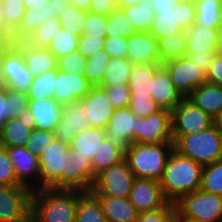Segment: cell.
<instances>
[{"label": "cell", "mask_w": 222, "mask_h": 222, "mask_svg": "<svg viewBox=\"0 0 222 222\" xmlns=\"http://www.w3.org/2000/svg\"><path fill=\"white\" fill-rule=\"evenodd\" d=\"M175 88L187 97L195 88L206 82V74L187 56L162 64Z\"/></svg>", "instance_id": "14"}, {"label": "cell", "mask_w": 222, "mask_h": 222, "mask_svg": "<svg viewBox=\"0 0 222 222\" xmlns=\"http://www.w3.org/2000/svg\"><path fill=\"white\" fill-rule=\"evenodd\" d=\"M56 80L57 69L46 71L34 77L26 93L28 99L53 98Z\"/></svg>", "instance_id": "39"}, {"label": "cell", "mask_w": 222, "mask_h": 222, "mask_svg": "<svg viewBox=\"0 0 222 222\" xmlns=\"http://www.w3.org/2000/svg\"><path fill=\"white\" fill-rule=\"evenodd\" d=\"M109 60L110 56L104 50L98 51L87 58L85 77L92 86H99L101 84Z\"/></svg>", "instance_id": "43"}, {"label": "cell", "mask_w": 222, "mask_h": 222, "mask_svg": "<svg viewBox=\"0 0 222 222\" xmlns=\"http://www.w3.org/2000/svg\"><path fill=\"white\" fill-rule=\"evenodd\" d=\"M195 23L209 29H222V0H194Z\"/></svg>", "instance_id": "32"}, {"label": "cell", "mask_w": 222, "mask_h": 222, "mask_svg": "<svg viewBox=\"0 0 222 222\" xmlns=\"http://www.w3.org/2000/svg\"><path fill=\"white\" fill-rule=\"evenodd\" d=\"M151 97L163 109L172 111L184 98L175 88L167 70L161 65L152 79Z\"/></svg>", "instance_id": "22"}, {"label": "cell", "mask_w": 222, "mask_h": 222, "mask_svg": "<svg viewBox=\"0 0 222 222\" xmlns=\"http://www.w3.org/2000/svg\"><path fill=\"white\" fill-rule=\"evenodd\" d=\"M175 216L174 203H169L165 208L138 214L136 222H173Z\"/></svg>", "instance_id": "53"}, {"label": "cell", "mask_w": 222, "mask_h": 222, "mask_svg": "<svg viewBox=\"0 0 222 222\" xmlns=\"http://www.w3.org/2000/svg\"><path fill=\"white\" fill-rule=\"evenodd\" d=\"M86 16L87 11L69 4L58 17L63 28L81 36Z\"/></svg>", "instance_id": "44"}, {"label": "cell", "mask_w": 222, "mask_h": 222, "mask_svg": "<svg viewBox=\"0 0 222 222\" xmlns=\"http://www.w3.org/2000/svg\"><path fill=\"white\" fill-rule=\"evenodd\" d=\"M175 213L193 222H222V195L202 190L181 196L175 203Z\"/></svg>", "instance_id": "5"}, {"label": "cell", "mask_w": 222, "mask_h": 222, "mask_svg": "<svg viewBox=\"0 0 222 222\" xmlns=\"http://www.w3.org/2000/svg\"><path fill=\"white\" fill-rule=\"evenodd\" d=\"M106 36L128 38L136 33L134 25L125 15L122 8L117 7L106 16Z\"/></svg>", "instance_id": "38"}, {"label": "cell", "mask_w": 222, "mask_h": 222, "mask_svg": "<svg viewBox=\"0 0 222 222\" xmlns=\"http://www.w3.org/2000/svg\"><path fill=\"white\" fill-rule=\"evenodd\" d=\"M206 82L222 87V58L216 55L206 73Z\"/></svg>", "instance_id": "56"}, {"label": "cell", "mask_w": 222, "mask_h": 222, "mask_svg": "<svg viewBox=\"0 0 222 222\" xmlns=\"http://www.w3.org/2000/svg\"><path fill=\"white\" fill-rule=\"evenodd\" d=\"M62 107L54 98L29 99L28 108L34 117L35 128L54 132L60 121Z\"/></svg>", "instance_id": "23"}, {"label": "cell", "mask_w": 222, "mask_h": 222, "mask_svg": "<svg viewBox=\"0 0 222 222\" xmlns=\"http://www.w3.org/2000/svg\"><path fill=\"white\" fill-rule=\"evenodd\" d=\"M91 87L86 77L57 69L53 98L61 105H66L72 101L82 100Z\"/></svg>", "instance_id": "21"}, {"label": "cell", "mask_w": 222, "mask_h": 222, "mask_svg": "<svg viewBox=\"0 0 222 222\" xmlns=\"http://www.w3.org/2000/svg\"><path fill=\"white\" fill-rule=\"evenodd\" d=\"M69 145L55 139L40 155V189H66Z\"/></svg>", "instance_id": "6"}, {"label": "cell", "mask_w": 222, "mask_h": 222, "mask_svg": "<svg viewBox=\"0 0 222 222\" xmlns=\"http://www.w3.org/2000/svg\"><path fill=\"white\" fill-rule=\"evenodd\" d=\"M32 192L23 185H0V222H31Z\"/></svg>", "instance_id": "9"}, {"label": "cell", "mask_w": 222, "mask_h": 222, "mask_svg": "<svg viewBox=\"0 0 222 222\" xmlns=\"http://www.w3.org/2000/svg\"><path fill=\"white\" fill-rule=\"evenodd\" d=\"M15 170L17 181L32 191L40 189L39 157L31 154L26 147H5ZM36 183V184H35Z\"/></svg>", "instance_id": "17"}, {"label": "cell", "mask_w": 222, "mask_h": 222, "mask_svg": "<svg viewBox=\"0 0 222 222\" xmlns=\"http://www.w3.org/2000/svg\"><path fill=\"white\" fill-rule=\"evenodd\" d=\"M57 28H62L59 17L49 18L24 41L34 47L48 48Z\"/></svg>", "instance_id": "41"}, {"label": "cell", "mask_w": 222, "mask_h": 222, "mask_svg": "<svg viewBox=\"0 0 222 222\" xmlns=\"http://www.w3.org/2000/svg\"><path fill=\"white\" fill-rule=\"evenodd\" d=\"M0 32H11L7 25L5 24V19L3 16L2 5L0 0Z\"/></svg>", "instance_id": "66"}, {"label": "cell", "mask_w": 222, "mask_h": 222, "mask_svg": "<svg viewBox=\"0 0 222 222\" xmlns=\"http://www.w3.org/2000/svg\"><path fill=\"white\" fill-rule=\"evenodd\" d=\"M174 149L181 155L206 166L222 159V133L215 126L190 135L181 136Z\"/></svg>", "instance_id": "4"}, {"label": "cell", "mask_w": 222, "mask_h": 222, "mask_svg": "<svg viewBox=\"0 0 222 222\" xmlns=\"http://www.w3.org/2000/svg\"><path fill=\"white\" fill-rule=\"evenodd\" d=\"M87 58L82 56L78 50L57 59V69L64 72L76 73L85 77V66Z\"/></svg>", "instance_id": "48"}, {"label": "cell", "mask_w": 222, "mask_h": 222, "mask_svg": "<svg viewBox=\"0 0 222 222\" xmlns=\"http://www.w3.org/2000/svg\"><path fill=\"white\" fill-rule=\"evenodd\" d=\"M173 221H174V222H193V221L186 220V219H184V218L179 217L176 213H175V216H174Z\"/></svg>", "instance_id": "68"}, {"label": "cell", "mask_w": 222, "mask_h": 222, "mask_svg": "<svg viewBox=\"0 0 222 222\" xmlns=\"http://www.w3.org/2000/svg\"><path fill=\"white\" fill-rule=\"evenodd\" d=\"M132 67L127 57L110 58L99 86L128 85Z\"/></svg>", "instance_id": "36"}, {"label": "cell", "mask_w": 222, "mask_h": 222, "mask_svg": "<svg viewBox=\"0 0 222 222\" xmlns=\"http://www.w3.org/2000/svg\"><path fill=\"white\" fill-rule=\"evenodd\" d=\"M173 142L171 111L160 108L146 118L137 119L136 143Z\"/></svg>", "instance_id": "13"}, {"label": "cell", "mask_w": 222, "mask_h": 222, "mask_svg": "<svg viewBox=\"0 0 222 222\" xmlns=\"http://www.w3.org/2000/svg\"><path fill=\"white\" fill-rule=\"evenodd\" d=\"M214 125L220 130L222 133V110L218 113V115L214 118Z\"/></svg>", "instance_id": "67"}, {"label": "cell", "mask_w": 222, "mask_h": 222, "mask_svg": "<svg viewBox=\"0 0 222 222\" xmlns=\"http://www.w3.org/2000/svg\"><path fill=\"white\" fill-rule=\"evenodd\" d=\"M154 12L155 19L150 32L157 39L170 33L186 32L195 23L194 0H181L172 10Z\"/></svg>", "instance_id": "10"}, {"label": "cell", "mask_w": 222, "mask_h": 222, "mask_svg": "<svg viewBox=\"0 0 222 222\" xmlns=\"http://www.w3.org/2000/svg\"><path fill=\"white\" fill-rule=\"evenodd\" d=\"M91 164L85 158H68L67 190L90 191L95 183Z\"/></svg>", "instance_id": "29"}, {"label": "cell", "mask_w": 222, "mask_h": 222, "mask_svg": "<svg viewBox=\"0 0 222 222\" xmlns=\"http://www.w3.org/2000/svg\"><path fill=\"white\" fill-rule=\"evenodd\" d=\"M172 137L175 143L181 136L203 131L214 125V119L187 97L171 111Z\"/></svg>", "instance_id": "7"}, {"label": "cell", "mask_w": 222, "mask_h": 222, "mask_svg": "<svg viewBox=\"0 0 222 222\" xmlns=\"http://www.w3.org/2000/svg\"><path fill=\"white\" fill-rule=\"evenodd\" d=\"M220 42H222V30H221V38H220Z\"/></svg>", "instance_id": "70"}, {"label": "cell", "mask_w": 222, "mask_h": 222, "mask_svg": "<svg viewBox=\"0 0 222 222\" xmlns=\"http://www.w3.org/2000/svg\"><path fill=\"white\" fill-rule=\"evenodd\" d=\"M3 16L5 24L13 33L21 22L25 13V6L23 0H1Z\"/></svg>", "instance_id": "45"}, {"label": "cell", "mask_w": 222, "mask_h": 222, "mask_svg": "<svg viewBox=\"0 0 222 222\" xmlns=\"http://www.w3.org/2000/svg\"><path fill=\"white\" fill-rule=\"evenodd\" d=\"M52 11L53 9L49 6V3L44 6L26 9L19 27L13 32V39L15 43L24 41L38 27H40L44 21L55 17Z\"/></svg>", "instance_id": "30"}, {"label": "cell", "mask_w": 222, "mask_h": 222, "mask_svg": "<svg viewBox=\"0 0 222 222\" xmlns=\"http://www.w3.org/2000/svg\"><path fill=\"white\" fill-rule=\"evenodd\" d=\"M15 45L23 52L26 66L33 77L57 69V57L48 48L34 47L25 41L17 42Z\"/></svg>", "instance_id": "26"}, {"label": "cell", "mask_w": 222, "mask_h": 222, "mask_svg": "<svg viewBox=\"0 0 222 222\" xmlns=\"http://www.w3.org/2000/svg\"><path fill=\"white\" fill-rule=\"evenodd\" d=\"M69 4L70 0H49V6L52 7V12L56 17H58Z\"/></svg>", "instance_id": "62"}, {"label": "cell", "mask_w": 222, "mask_h": 222, "mask_svg": "<svg viewBox=\"0 0 222 222\" xmlns=\"http://www.w3.org/2000/svg\"><path fill=\"white\" fill-rule=\"evenodd\" d=\"M95 196L101 203L107 222H136L139 213L128 197Z\"/></svg>", "instance_id": "27"}, {"label": "cell", "mask_w": 222, "mask_h": 222, "mask_svg": "<svg viewBox=\"0 0 222 222\" xmlns=\"http://www.w3.org/2000/svg\"><path fill=\"white\" fill-rule=\"evenodd\" d=\"M124 157L125 153L120 148L105 139L93 156L91 163L93 174L97 176L103 170L123 160Z\"/></svg>", "instance_id": "37"}, {"label": "cell", "mask_w": 222, "mask_h": 222, "mask_svg": "<svg viewBox=\"0 0 222 222\" xmlns=\"http://www.w3.org/2000/svg\"><path fill=\"white\" fill-rule=\"evenodd\" d=\"M162 64H135L131 69L129 89L131 95L150 96L155 71Z\"/></svg>", "instance_id": "31"}, {"label": "cell", "mask_w": 222, "mask_h": 222, "mask_svg": "<svg viewBox=\"0 0 222 222\" xmlns=\"http://www.w3.org/2000/svg\"><path fill=\"white\" fill-rule=\"evenodd\" d=\"M186 32L170 33L158 39L159 54L162 64L186 55Z\"/></svg>", "instance_id": "35"}, {"label": "cell", "mask_w": 222, "mask_h": 222, "mask_svg": "<svg viewBox=\"0 0 222 222\" xmlns=\"http://www.w3.org/2000/svg\"><path fill=\"white\" fill-rule=\"evenodd\" d=\"M106 139L105 129L90 127L76 134L69 145L70 158L81 157L91 164L96 150Z\"/></svg>", "instance_id": "25"}, {"label": "cell", "mask_w": 222, "mask_h": 222, "mask_svg": "<svg viewBox=\"0 0 222 222\" xmlns=\"http://www.w3.org/2000/svg\"><path fill=\"white\" fill-rule=\"evenodd\" d=\"M151 4V0H141L137 5L122 7L137 32H150L155 19Z\"/></svg>", "instance_id": "34"}, {"label": "cell", "mask_w": 222, "mask_h": 222, "mask_svg": "<svg viewBox=\"0 0 222 222\" xmlns=\"http://www.w3.org/2000/svg\"><path fill=\"white\" fill-rule=\"evenodd\" d=\"M187 56L192 62H194L205 74L209 70V66L213 61L216 53H191Z\"/></svg>", "instance_id": "58"}, {"label": "cell", "mask_w": 222, "mask_h": 222, "mask_svg": "<svg viewBox=\"0 0 222 222\" xmlns=\"http://www.w3.org/2000/svg\"><path fill=\"white\" fill-rule=\"evenodd\" d=\"M106 90L111 104L115 108L128 107L131 99V91L128 85L117 84L114 86H99Z\"/></svg>", "instance_id": "51"}, {"label": "cell", "mask_w": 222, "mask_h": 222, "mask_svg": "<svg viewBox=\"0 0 222 222\" xmlns=\"http://www.w3.org/2000/svg\"><path fill=\"white\" fill-rule=\"evenodd\" d=\"M222 29H209L193 24L187 31L186 55L191 53H216Z\"/></svg>", "instance_id": "24"}, {"label": "cell", "mask_w": 222, "mask_h": 222, "mask_svg": "<svg viewBox=\"0 0 222 222\" xmlns=\"http://www.w3.org/2000/svg\"><path fill=\"white\" fill-rule=\"evenodd\" d=\"M14 44L15 41L12 32H0V54H4Z\"/></svg>", "instance_id": "60"}, {"label": "cell", "mask_w": 222, "mask_h": 222, "mask_svg": "<svg viewBox=\"0 0 222 222\" xmlns=\"http://www.w3.org/2000/svg\"><path fill=\"white\" fill-rule=\"evenodd\" d=\"M216 55H218L220 58H222V42H220L217 47Z\"/></svg>", "instance_id": "69"}, {"label": "cell", "mask_w": 222, "mask_h": 222, "mask_svg": "<svg viewBox=\"0 0 222 222\" xmlns=\"http://www.w3.org/2000/svg\"><path fill=\"white\" fill-rule=\"evenodd\" d=\"M106 16L101 14H94L87 11L86 20L83 26L82 35L94 38L106 37Z\"/></svg>", "instance_id": "49"}, {"label": "cell", "mask_w": 222, "mask_h": 222, "mask_svg": "<svg viewBox=\"0 0 222 222\" xmlns=\"http://www.w3.org/2000/svg\"><path fill=\"white\" fill-rule=\"evenodd\" d=\"M33 75L26 66L23 52L14 44L0 59V81L8 88L27 93Z\"/></svg>", "instance_id": "11"}, {"label": "cell", "mask_w": 222, "mask_h": 222, "mask_svg": "<svg viewBox=\"0 0 222 222\" xmlns=\"http://www.w3.org/2000/svg\"><path fill=\"white\" fill-rule=\"evenodd\" d=\"M199 189L222 195V159L204 166Z\"/></svg>", "instance_id": "42"}, {"label": "cell", "mask_w": 222, "mask_h": 222, "mask_svg": "<svg viewBox=\"0 0 222 222\" xmlns=\"http://www.w3.org/2000/svg\"><path fill=\"white\" fill-rule=\"evenodd\" d=\"M128 198L138 213L160 210L170 203L163 193L160 182L150 178L136 177Z\"/></svg>", "instance_id": "15"}, {"label": "cell", "mask_w": 222, "mask_h": 222, "mask_svg": "<svg viewBox=\"0 0 222 222\" xmlns=\"http://www.w3.org/2000/svg\"><path fill=\"white\" fill-rule=\"evenodd\" d=\"M90 128L87 112L81 100L63 105L60 121L54 131L57 140L71 144L72 139L84 129Z\"/></svg>", "instance_id": "16"}, {"label": "cell", "mask_w": 222, "mask_h": 222, "mask_svg": "<svg viewBox=\"0 0 222 222\" xmlns=\"http://www.w3.org/2000/svg\"><path fill=\"white\" fill-rule=\"evenodd\" d=\"M173 142L141 144L132 143L125 151V159L135 177L160 180Z\"/></svg>", "instance_id": "3"}, {"label": "cell", "mask_w": 222, "mask_h": 222, "mask_svg": "<svg viewBox=\"0 0 222 222\" xmlns=\"http://www.w3.org/2000/svg\"><path fill=\"white\" fill-rule=\"evenodd\" d=\"M203 168L204 166L181 155L173 148L159 180L165 197L171 203H175L181 196L198 191Z\"/></svg>", "instance_id": "1"}, {"label": "cell", "mask_w": 222, "mask_h": 222, "mask_svg": "<svg viewBox=\"0 0 222 222\" xmlns=\"http://www.w3.org/2000/svg\"><path fill=\"white\" fill-rule=\"evenodd\" d=\"M81 101L86 108L90 127L105 129L115 110L106 90L99 86H92Z\"/></svg>", "instance_id": "19"}, {"label": "cell", "mask_w": 222, "mask_h": 222, "mask_svg": "<svg viewBox=\"0 0 222 222\" xmlns=\"http://www.w3.org/2000/svg\"><path fill=\"white\" fill-rule=\"evenodd\" d=\"M135 179L136 177L129 168L127 160L124 158L99 173L90 191L94 195L129 197Z\"/></svg>", "instance_id": "8"}, {"label": "cell", "mask_w": 222, "mask_h": 222, "mask_svg": "<svg viewBox=\"0 0 222 222\" xmlns=\"http://www.w3.org/2000/svg\"><path fill=\"white\" fill-rule=\"evenodd\" d=\"M128 107L141 118H146L160 109L151 96L138 95H131Z\"/></svg>", "instance_id": "50"}, {"label": "cell", "mask_w": 222, "mask_h": 222, "mask_svg": "<svg viewBox=\"0 0 222 222\" xmlns=\"http://www.w3.org/2000/svg\"><path fill=\"white\" fill-rule=\"evenodd\" d=\"M0 185H21L16 178L7 149L0 145Z\"/></svg>", "instance_id": "52"}, {"label": "cell", "mask_w": 222, "mask_h": 222, "mask_svg": "<svg viewBox=\"0 0 222 222\" xmlns=\"http://www.w3.org/2000/svg\"><path fill=\"white\" fill-rule=\"evenodd\" d=\"M129 61L135 64H162L158 39L151 32H136L127 38Z\"/></svg>", "instance_id": "18"}, {"label": "cell", "mask_w": 222, "mask_h": 222, "mask_svg": "<svg viewBox=\"0 0 222 222\" xmlns=\"http://www.w3.org/2000/svg\"><path fill=\"white\" fill-rule=\"evenodd\" d=\"M187 98L213 119L222 110V87L219 85L202 83Z\"/></svg>", "instance_id": "28"}, {"label": "cell", "mask_w": 222, "mask_h": 222, "mask_svg": "<svg viewBox=\"0 0 222 222\" xmlns=\"http://www.w3.org/2000/svg\"><path fill=\"white\" fill-rule=\"evenodd\" d=\"M154 11L172 10L181 0H151Z\"/></svg>", "instance_id": "59"}, {"label": "cell", "mask_w": 222, "mask_h": 222, "mask_svg": "<svg viewBox=\"0 0 222 222\" xmlns=\"http://www.w3.org/2000/svg\"><path fill=\"white\" fill-rule=\"evenodd\" d=\"M141 0H116L117 6L122 8V7H127L131 5H137L139 4Z\"/></svg>", "instance_id": "65"}, {"label": "cell", "mask_w": 222, "mask_h": 222, "mask_svg": "<svg viewBox=\"0 0 222 222\" xmlns=\"http://www.w3.org/2000/svg\"><path fill=\"white\" fill-rule=\"evenodd\" d=\"M6 96L7 87L0 83V128L6 119Z\"/></svg>", "instance_id": "61"}, {"label": "cell", "mask_w": 222, "mask_h": 222, "mask_svg": "<svg viewBox=\"0 0 222 222\" xmlns=\"http://www.w3.org/2000/svg\"><path fill=\"white\" fill-rule=\"evenodd\" d=\"M29 99L26 93L7 87L6 119L18 118L27 108Z\"/></svg>", "instance_id": "46"}, {"label": "cell", "mask_w": 222, "mask_h": 222, "mask_svg": "<svg viewBox=\"0 0 222 222\" xmlns=\"http://www.w3.org/2000/svg\"><path fill=\"white\" fill-rule=\"evenodd\" d=\"M25 9H31V7L44 6L49 3V0H23Z\"/></svg>", "instance_id": "64"}, {"label": "cell", "mask_w": 222, "mask_h": 222, "mask_svg": "<svg viewBox=\"0 0 222 222\" xmlns=\"http://www.w3.org/2000/svg\"><path fill=\"white\" fill-rule=\"evenodd\" d=\"M35 120L29 108L18 118L6 120L0 128V145L4 147H25L30 138Z\"/></svg>", "instance_id": "20"}, {"label": "cell", "mask_w": 222, "mask_h": 222, "mask_svg": "<svg viewBox=\"0 0 222 222\" xmlns=\"http://www.w3.org/2000/svg\"><path fill=\"white\" fill-rule=\"evenodd\" d=\"M91 0H70V4L81 10L89 11Z\"/></svg>", "instance_id": "63"}, {"label": "cell", "mask_w": 222, "mask_h": 222, "mask_svg": "<svg viewBox=\"0 0 222 222\" xmlns=\"http://www.w3.org/2000/svg\"><path fill=\"white\" fill-rule=\"evenodd\" d=\"M103 50L110 58H125L127 54V38L121 36H106Z\"/></svg>", "instance_id": "54"}, {"label": "cell", "mask_w": 222, "mask_h": 222, "mask_svg": "<svg viewBox=\"0 0 222 222\" xmlns=\"http://www.w3.org/2000/svg\"><path fill=\"white\" fill-rule=\"evenodd\" d=\"M117 7L116 0H91L89 12L107 16Z\"/></svg>", "instance_id": "57"}, {"label": "cell", "mask_w": 222, "mask_h": 222, "mask_svg": "<svg viewBox=\"0 0 222 222\" xmlns=\"http://www.w3.org/2000/svg\"><path fill=\"white\" fill-rule=\"evenodd\" d=\"M75 222H107L101 203L91 191L79 195Z\"/></svg>", "instance_id": "33"}, {"label": "cell", "mask_w": 222, "mask_h": 222, "mask_svg": "<svg viewBox=\"0 0 222 222\" xmlns=\"http://www.w3.org/2000/svg\"><path fill=\"white\" fill-rule=\"evenodd\" d=\"M137 119L142 118L129 107L115 108L105 128L106 139L125 153L130 144L136 143Z\"/></svg>", "instance_id": "12"}, {"label": "cell", "mask_w": 222, "mask_h": 222, "mask_svg": "<svg viewBox=\"0 0 222 222\" xmlns=\"http://www.w3.org/2000/svg\"><path fill=\"white\" fill-rule=\"evenodd\" d=\"M55 139L54 132L33 128L25 147L31 154L40 157Z\"/></svg>", "instance_id": "47"}, {"label": "cell", "mask_w": 222, "mask_h": 222, "mask_svg": "<svg viewBox=\"0 0 222 222\" xmlns=\"http://www.w3.org/2000/svg\"><path fill=\"white\" fill-rule=\"evenodd\" d=\"M83 191L37 189L31 196V222H75L78 197Z\"/></svg>", "instance_id": "2"}, {"label": "cell", "mask_w": 222, "mask_h": 222, "mask_svg": "<svg viewBox=\"0 0 222 222\" xmlns=\"http://www.w3.org/2000/svg\"><path fill=\"white\" fill-rule=\"evenodd\" d=\"M79 37L65 28H57L48 49L58 58L78 50Z\"/></svg>", "instance_id": "40"}, {"label": "cell", "mask_w": 222, "mask_h": 222, "mask_svg": "<svg viewBox=\"0 0 222 222\" xmlns=\"http://www.w3.org/2000/svg\"><path fill=\"white\" fill-rule=\"evenodd\" d=\"M104 39L81 35L78 41V52L85 58H89L104 49Z\"/></svg>", "instance_id": "55"}]
</instances>
